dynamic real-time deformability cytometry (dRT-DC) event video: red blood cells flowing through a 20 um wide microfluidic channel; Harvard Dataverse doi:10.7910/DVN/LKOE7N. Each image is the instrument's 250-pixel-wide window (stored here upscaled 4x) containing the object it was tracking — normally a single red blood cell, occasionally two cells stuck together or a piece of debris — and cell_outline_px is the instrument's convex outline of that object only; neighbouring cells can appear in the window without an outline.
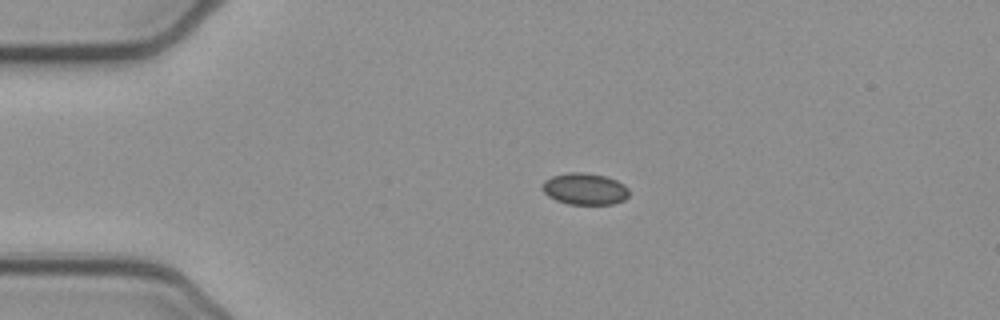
{"species": "common noctule bat (a hibernating species)", "species_latin": "Nyctalus noctula", "temperature_condition": "cold", "stored_images_in_passage": 43, "camera_frame_rate_fps": 3000, "um_per_image_px": 0.085, "animal": {"sex": "female", "body_mass_g": 21.9}, "frame": {"image": 1, "passage_image": 2, "time_ms": 0.333, "image_size_px": [1000, 320], "cell_outline_px": [[628, 196], [624, 200], [612, 204], [568, 204], [556, 200], [548, 196], [540, 188], [544, 180], [552, 176], [568, 172], [584, 172], [604, 176], [616, 180], [624, 184], [628, 188]], "centroid_in_image_um": [49.68, 16.05], "position_along_channel_um": 35.3, "area_um2": 16.07}}
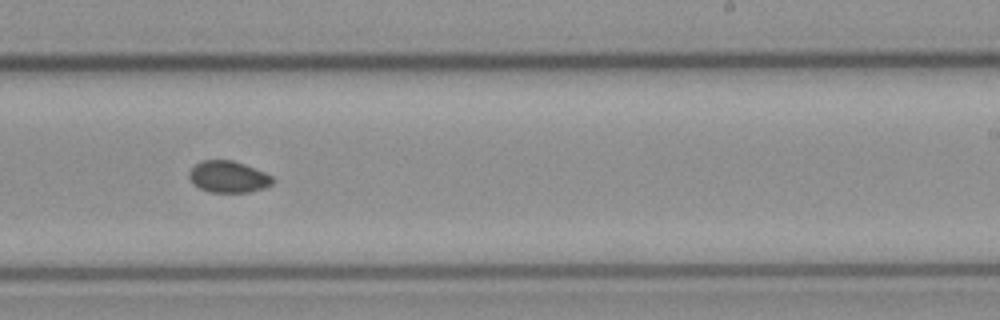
{"frame": {"image": 2, "passage_image": 23, "time_ms": 7.333, "image_size_px": [1000, 320], "cell_outline_px": [[272, 184], [264, 188], [248, 192], [208, 192], [192, 184], [188, 176], [188, 172], [200, 160], [232, 160], [244, 164], [264, 172], [272, 176]], "centroid_in_image_um": [19.37, 15.03], "position_along_channel_um": 269.6, "area_um2": 15.37}}
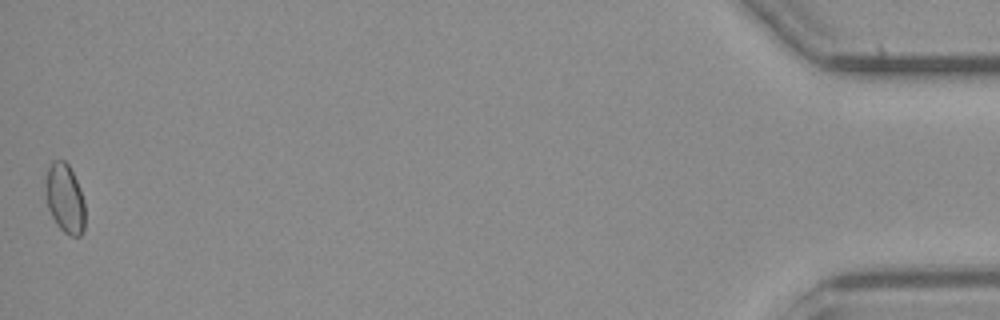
{"frame": {"image": 3, "passage_image": 43, "time_ms": 14.0, "image_size_px": [1000, 320], "cell_outline_px": [[84, 228], [80, 236], [72, 236], [64, 232], [56, 224], [48, 208], [44, 192], [44, 180], [48, 168], [52, 160], [64, 160], [68, 164], [80, 188], [84, 200]], "centroid_in_image_um": [5.48, 16.84], "position_along_channel_um": 429.7, "area_um2": 16.13}}